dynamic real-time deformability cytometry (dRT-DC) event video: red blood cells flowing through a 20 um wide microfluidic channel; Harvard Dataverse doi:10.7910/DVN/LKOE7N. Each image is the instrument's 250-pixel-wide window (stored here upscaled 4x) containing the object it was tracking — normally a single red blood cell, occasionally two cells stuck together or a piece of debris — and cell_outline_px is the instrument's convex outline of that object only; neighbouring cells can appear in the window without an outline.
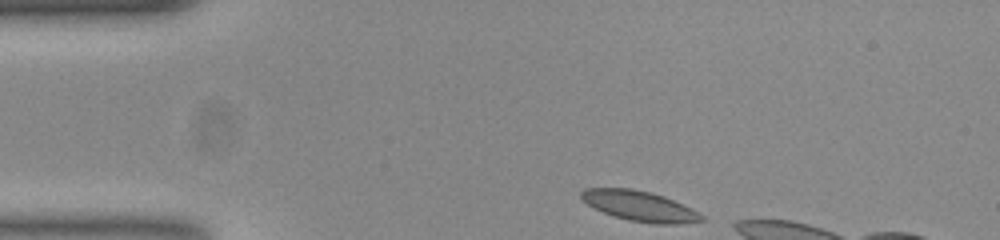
{"species": "common noctule bat (a hibernating species)", "species_latin": "Nyctalus noctula", "temperature_condition": "room temperature", "stored_images_in_passage": 7, "camera_frame_rate_fps": 3000, "um_per_image_px": 0.085, "animal": {"sex": "female", "body_mass_g": 23.0, "forearm_length_mm": 53.4}, "frame": {"image": 1, "passage_image": 1, "time_ms": 0.0, "image_size_px": [1000, 240], "cell_outline_px": [[704, 220], [676, 224], [656, 224], [628, 220], [604, 212], [588, 204], [580, 196], [580, 192], [584, 188], [632, 188], [664, 196], [692, 208], [704, 216]], "centroid_in_image_um": [54.39, 17.5], "position_along_channel_um": 30.6, "area_um2": 20.92}}